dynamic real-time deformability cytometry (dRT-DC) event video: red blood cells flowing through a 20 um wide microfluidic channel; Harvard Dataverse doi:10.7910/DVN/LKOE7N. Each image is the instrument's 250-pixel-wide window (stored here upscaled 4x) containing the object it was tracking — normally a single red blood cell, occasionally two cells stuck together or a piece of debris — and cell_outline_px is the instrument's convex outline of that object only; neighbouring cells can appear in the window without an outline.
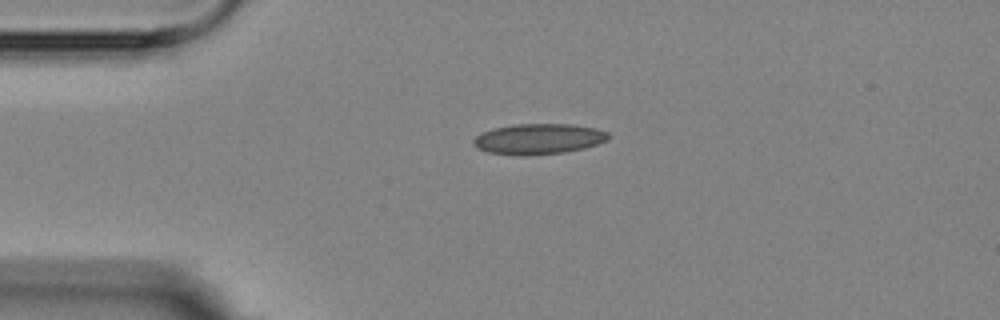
{"species": "Egyptian fruit bat (a non-hibernating species)", "species_latin": "Rousettus aegyptiacus", "temperature_condition": "room temperature", "stored_images_in_passage": 3, "camera_frame_rate_fps": 3000, "um_per_image_px": 0.085, "animal": {"sex": "female"}, "frame": {"image": 1, "passage_image": 1, "time_ms": 0.0, "image_size_px": [1000, 320], "cell_outline_px": [[608, 140], [584, 148], [564, 152], [488, 152], [476, 148], [472, 144], [472, 140], [476, 136], [492, 128], [516, 124], [572, 124], [596, 128], [608, 132]], "centroid_in_image_um": [45.81, 11.75], "position_along_channel_um": 39.2, "area_um2": 22.95}}
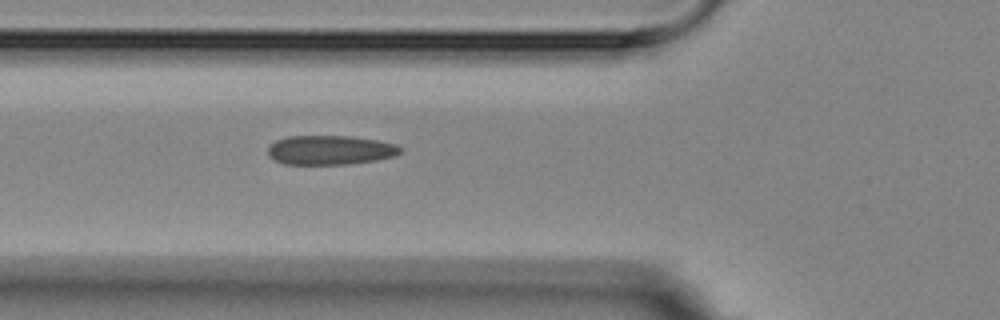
{"frame": {"image": 2, "passage_image": 3, "time_ms": 2.333, "image_size_px": [1000, 320], "cell_outline_px": [[400, 152], [396, 156], [376, 160], [348, 164], [284, 164], [268, 156], [268, 144], [276, 140], [288, 136], [352, 136], [376, 140], [396, 144], [400, 148]], "centroid_in_image_um": [28.03, 12.75], "position_along_channel_um": 97.8, "area_um2": 22.66}}